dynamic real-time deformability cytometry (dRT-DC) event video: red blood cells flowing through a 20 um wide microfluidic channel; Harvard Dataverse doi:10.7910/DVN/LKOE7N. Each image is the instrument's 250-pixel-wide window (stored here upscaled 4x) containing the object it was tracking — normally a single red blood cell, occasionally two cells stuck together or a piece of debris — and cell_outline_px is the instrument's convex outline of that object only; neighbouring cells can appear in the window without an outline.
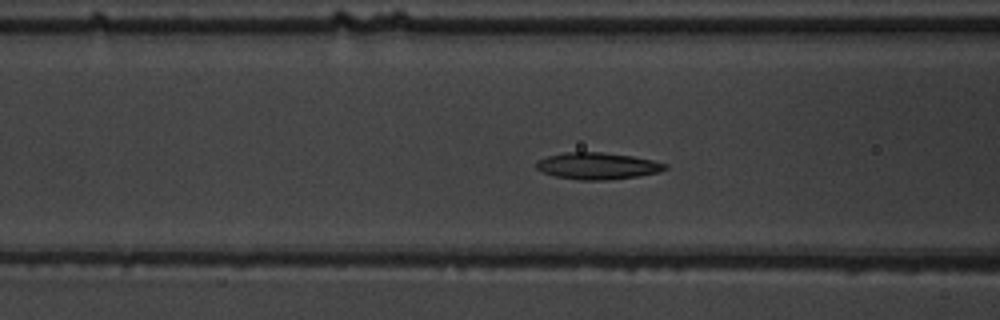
{"species": "common noctule bat (a hibernating species)", "species_latin": "Nyctalus noctula", "temperature_condition": "warm", "stored_images_in_passage": 45, "camera_frame_rate_fps": 3000, "um_per_image_px": 0.085, "animal": {"sex": "male", "body_mass_g": 19.5, "forearm_length_mm": 54.6}, "frame": {"image": 1, "passage_image": 12, "time_ms": 3.667, "image_size_px": [1000, 320], "cell_outline_px": [[668, 168], [660, 172], [640, 176], [608, 180], [580, 180], [556, 176], [544, 172], [536, 168], [536, 160], [548, 156], [564, 152], [604, 152], [632, 156], [652, 160], [668, 164]], "centroid_in_image_um": [50.82, 14.1], "position_along_channel_um": 115.8, "area_um2": 20.17}}
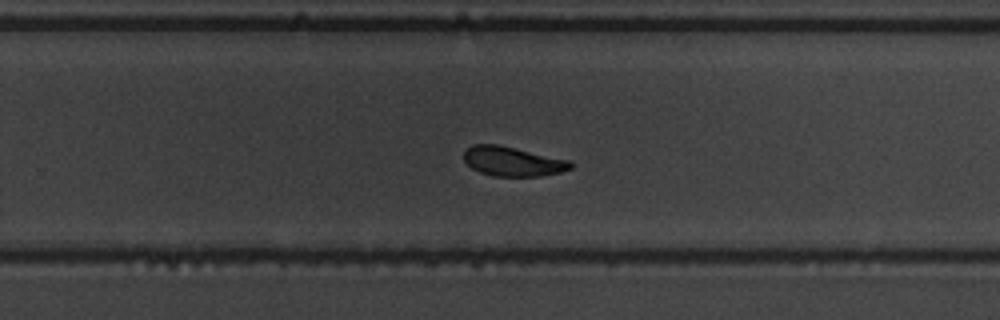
{"frame": {"image": 2, "passage_image": 26, "time_ms": 8.333, "image_size_px": [1000, 320], "cell_outline_px": [[572, 168], [560, 172], [540, 176], [492, 176], [480, 172], [472, 168], [464, 160], [464, 148], [472, 144], [500, 144], [572, 160]], "centroid_in_image_um": [43.58, 13.7], "position_along_channel_um": 286.2, "area_um2": 18.67}}
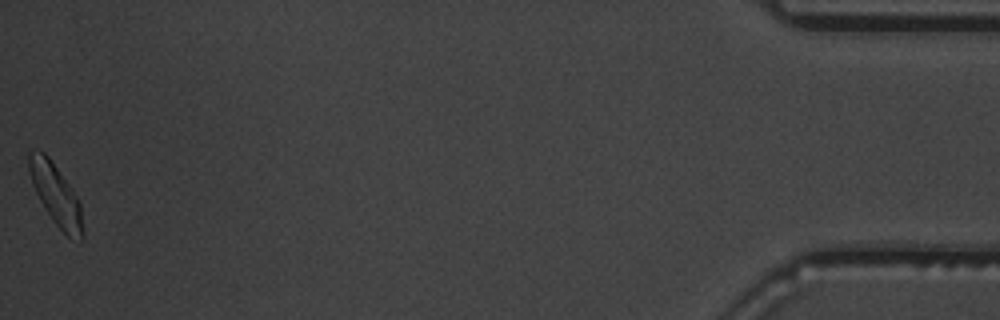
{"frame": {"image": 3, "passage_image": 45, "time_ms": 14.667, "image_size_px": [1000, 320], "cell_outline_px": [[84, 240], [80, 240], [68, 236], [52, 220], [40, 200], [32, 184], [28, 168], [28, 152], [44, 152], [48, 156], [68, 184], [76, 196], [80, 204], [84, 232]], "centroid_in_image_um": [4.75, 16.58], "position_along_channel_um": 430.4, "area_um2": 18.67}, "authors_computed_cell_mechanics": {"area_um2": 19.3052, "velocity_mm_per_s": 3.6628, "shape_relaxation_time_tau1_ms": 2.5803, "shape_relaxation_time_tau2_ms": 2.0214, "deformation_change_tau1": 0.1173, "deformation_change_tau2": 0.079}}